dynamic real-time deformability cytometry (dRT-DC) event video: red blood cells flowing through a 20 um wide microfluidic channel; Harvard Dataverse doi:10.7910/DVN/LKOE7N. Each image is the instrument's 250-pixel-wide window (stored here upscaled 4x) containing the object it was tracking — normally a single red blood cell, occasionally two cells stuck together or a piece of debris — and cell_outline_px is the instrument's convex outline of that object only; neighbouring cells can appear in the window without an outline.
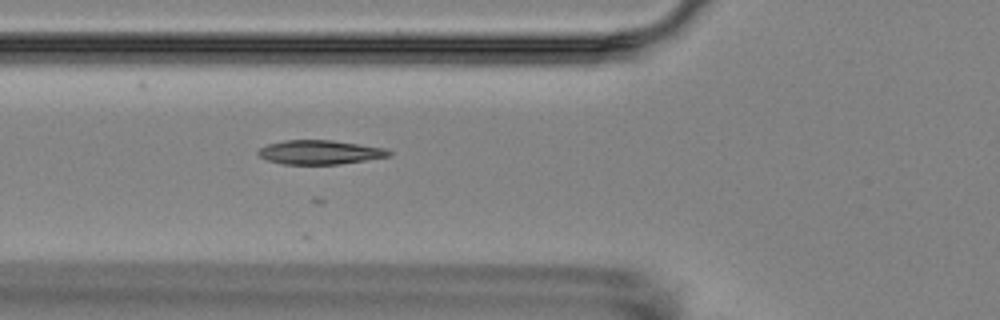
{"species": "Egyptian fruit bat (a non-hibernating species)", "species_latin": "Rousettus aegyptiacus", "temperature_condition": "room temperature", "stored_images_in_passage": 2, "camera_frame_rate_fps": 3000, "um_per_image_px": 0.085, "animal": {"sex": "female"}, "frame": {"image": 1, "passage_image": 2, "time_ms": 1.0, "image_size_px": [1000, 320], "cell_outline_px": [[392, 156], [340, 164], [284, 164], [268, 160], [260, 156], [256, 152], [260, 148], [268, 144], [284, 140], [332, 140], [384, 148], [392, 152]], "centroid_in_image_um": [27.2, 12.94], "position_along_channel_um": 98.6, "area_um2": 18.26}}